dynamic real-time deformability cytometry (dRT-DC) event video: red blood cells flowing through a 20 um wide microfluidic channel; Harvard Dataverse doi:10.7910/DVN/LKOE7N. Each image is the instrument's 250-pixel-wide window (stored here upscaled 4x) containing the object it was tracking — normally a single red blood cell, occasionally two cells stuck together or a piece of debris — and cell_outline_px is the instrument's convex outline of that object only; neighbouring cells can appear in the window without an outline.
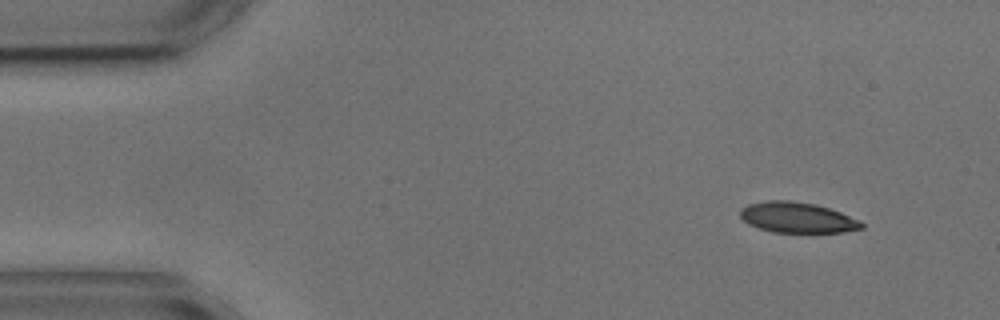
{"species": "common noctule bat (a hibernating species)", "species_latin": "Nyctalus noctula", "temperature_condition": "cold", "stored_images_in_passage": 4, "camera_frame_rate_fps": 3000, "um_per_image_px": 0.085, "animal": {"sex": "male", "body_mass_g": 17.9, "forearm_length_mm": 54.2}, "frame": {"image": 1, "passage_image": 1, "time_ms": 0.0, "image_size_px": [1000, 320], "cell_outline_px": [[864, 228], [844, 232], [772, 232], [748, 224], [740, 216], [740, 208], [748, 204], [768, 200], [792, 200], [816, 204], [840, 212], [860, 220], [864, 224]], "centroid_in_image_um": [67.77, 18.48], "position_along_channel_um": 17.2, "area_um2": 21.68}}
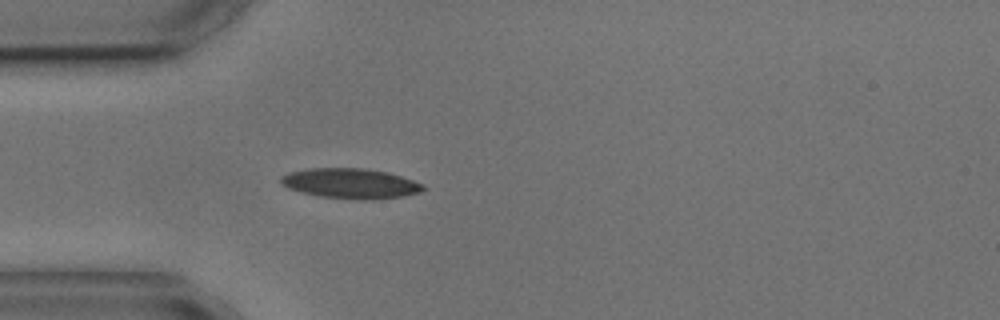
{"frame": {"image": 2, "passage_image": 4, "time_ms": 3.333, "image_size_px": [1000, 320], "cell_outline_px": [[424, 188], [420, 192], [404, 196], [372, 200], [360, 200], [320, 196], [300, 192], [288, 188], [280, 184], [280, 176], [288, 172], [312, 168], [364, 168], [384, 172], [400, 176], [424, 184]], "centroid_in_image_um": [29.76, 15.6], "position_along_channel_um": 55.2, "area_um2": 24.97}}